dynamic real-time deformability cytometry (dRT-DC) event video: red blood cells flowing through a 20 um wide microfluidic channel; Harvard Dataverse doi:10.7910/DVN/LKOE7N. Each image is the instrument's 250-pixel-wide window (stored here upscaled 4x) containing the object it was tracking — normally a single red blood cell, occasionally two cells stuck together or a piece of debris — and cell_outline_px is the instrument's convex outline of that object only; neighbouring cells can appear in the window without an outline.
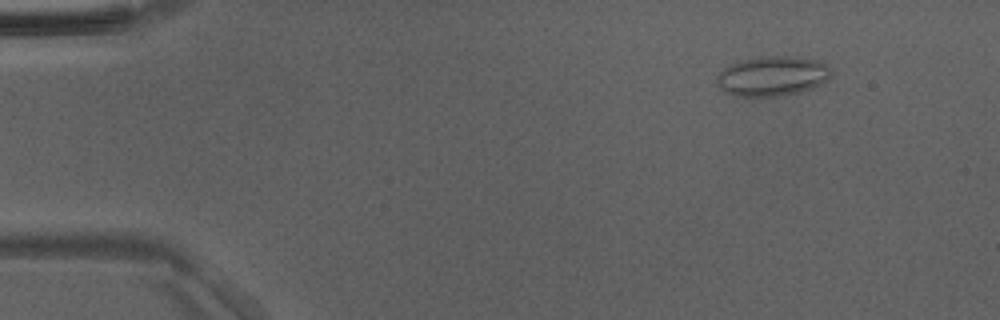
{"species": "Egyptian fruit bat (a non-hibernating species)", "species_latin": "Rousettus aegyptiacus", "temperature_condition": "room temperature", "stored_images_in_passage": 8, "camera_frame_rate_fps": 3000, "um_per_image_px": 0.085, "animal": {"sex": "male"}, "frame": {"image": 1, "passage_image": 1, "time_ms": 0.0, "image_size_px": [1000, 320], "cell_outline_px": [[832, 76], [828, 80], [812, 88], [800, 92], [784, 96], [736, 96], [724, 92], [716, 84], [716, 76], [724, 68], [740, 60], [764, 56], [792, 56], [816, 60], [824, 64], [832, 72]], "centroid_in_image_um": [65.63, 6.48], "position_along_channel_um": 19.4, "area_um2": 26.65}}